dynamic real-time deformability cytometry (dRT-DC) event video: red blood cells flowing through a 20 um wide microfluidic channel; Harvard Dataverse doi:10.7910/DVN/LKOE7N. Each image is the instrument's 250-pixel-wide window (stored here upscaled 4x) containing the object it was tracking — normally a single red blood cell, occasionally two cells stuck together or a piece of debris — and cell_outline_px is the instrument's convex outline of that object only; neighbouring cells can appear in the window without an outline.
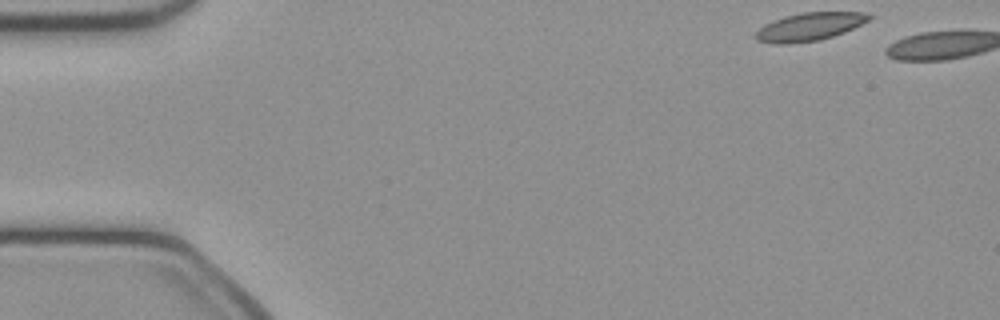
{"species": "common noctule bat (a hibernating species)", "species_latin": "Nyctalus noctula", "temperature_condition": "cold", "stored_images_in_passage": 3, "camera_frame_rate_fps": 3000, "um_per_image_px": 0.085, "animal": {"sex": "female", "body_mass_g": 21.9}, "frame": {"image": 1, "passage_image": 1, "time_ms": 0.0, "image_size_px": [1000, 320], "cell_outline_px": [[872, 16], [868, 20], [844, 32], [820, 40], [788, 44], [772, 44], [756, 40], [752, 36], [764, 24], [784, 16], [804, 12], [864, 12]], "centroid_in_image_um": [68.74, 2.28], "position_along_channel_um": 16.3, "area_um2": 18.5}}